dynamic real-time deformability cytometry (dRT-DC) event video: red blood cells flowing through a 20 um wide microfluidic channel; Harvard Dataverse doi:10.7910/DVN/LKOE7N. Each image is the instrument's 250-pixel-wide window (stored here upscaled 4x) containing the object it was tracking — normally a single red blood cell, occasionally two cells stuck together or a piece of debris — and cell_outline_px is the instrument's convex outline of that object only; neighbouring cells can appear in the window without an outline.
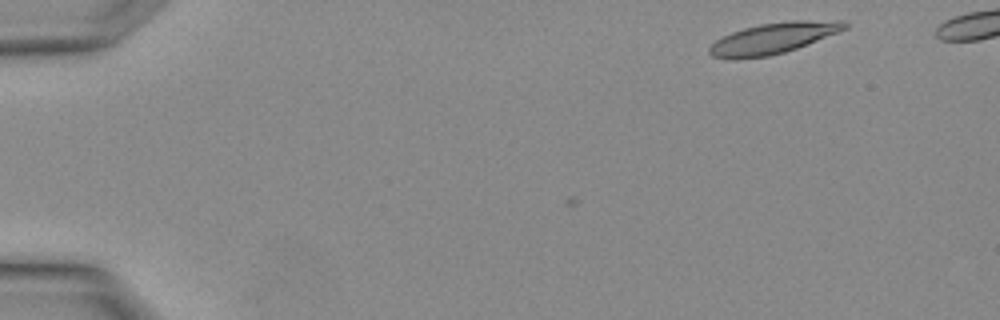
{"species": "Egyptian fruit bat (a non-hibernating species)", "species_latin": "Rousettus aegyptiacus", "temperature_condition": "warm", "stored_images_in_passage": 3, "camera_frame_rate_fps": 3000, "um_per_image_px": 0.085, "animal": {"sex": "female"}, "frame": {"image": 1, "passage_image": 3, "time_ms": 0.667, "image_size_px": [1000, 320], "cell_outline_px": [[848, 28], [796, 48], [784, 52], [768, 56], [736, 60], [732, 60], [712, 56], [708, 52], [708, 48], [716, 40], [732, 32], [744, 28], [760, 24], [792, 20], [844, 20], [848, 24]], "centroid_in_image_um": [65.71, 3.25], "position_along_channel_um": 19.3, "area_um2": 24.39}}